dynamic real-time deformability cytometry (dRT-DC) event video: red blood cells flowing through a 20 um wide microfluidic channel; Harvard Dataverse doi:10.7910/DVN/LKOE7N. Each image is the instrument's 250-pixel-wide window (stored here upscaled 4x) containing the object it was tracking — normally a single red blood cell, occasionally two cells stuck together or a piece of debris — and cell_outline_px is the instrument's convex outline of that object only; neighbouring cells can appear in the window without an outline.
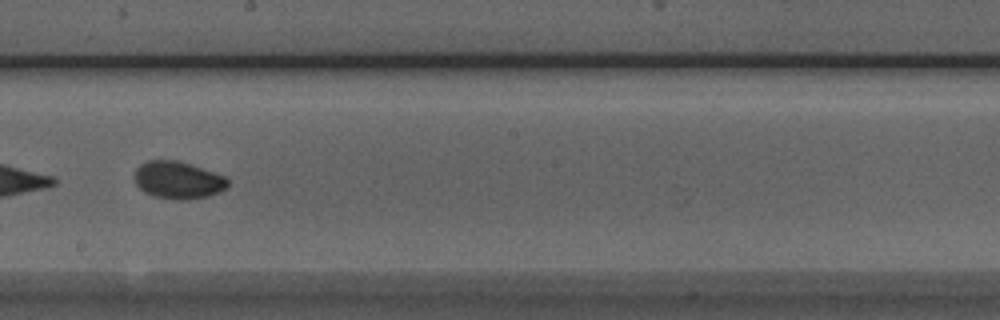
{"species": "Egyptian fruit bat (a non-hibernating species)", "species_latin": "Rousettus aegyptiacus", "temperature_condition": "room temperature", "stored_images_in_passage": 52, "camera_frame_rate_fps": 3000, "um_per_image_px": 0.085, "animal": {"sex": "male"}, "frame": {"image": 1, "passage_image": 30, "time_ms": 9.667, "image_size_px": [1000, 320], "cell_outline_px": [[228, 188], [220, 192], [208, 196], [188, 200], [176, 200], [152, 196], [144, 192], [136, 184], [136, 168], [140, 164], [148, 160], [176, 160], [192, 164], [224, 176], [228, 180]], "centroid_in_image_um": [15.15, 15.32], "position_along_channel_um": 233.1, "area_um2": 20.46}, "authors_computed_cell_mechanics": {"area_um2": 20.5768, "velocity_mm_per_s": 3.8329, "shape_relaxation_time_tau1_ms": 2.3527, "shape_relaxation_time_tau2_ms": 1.7594, "deformation_change_tau1": 0.0561, "deformation_change_tau2": 0.037}}